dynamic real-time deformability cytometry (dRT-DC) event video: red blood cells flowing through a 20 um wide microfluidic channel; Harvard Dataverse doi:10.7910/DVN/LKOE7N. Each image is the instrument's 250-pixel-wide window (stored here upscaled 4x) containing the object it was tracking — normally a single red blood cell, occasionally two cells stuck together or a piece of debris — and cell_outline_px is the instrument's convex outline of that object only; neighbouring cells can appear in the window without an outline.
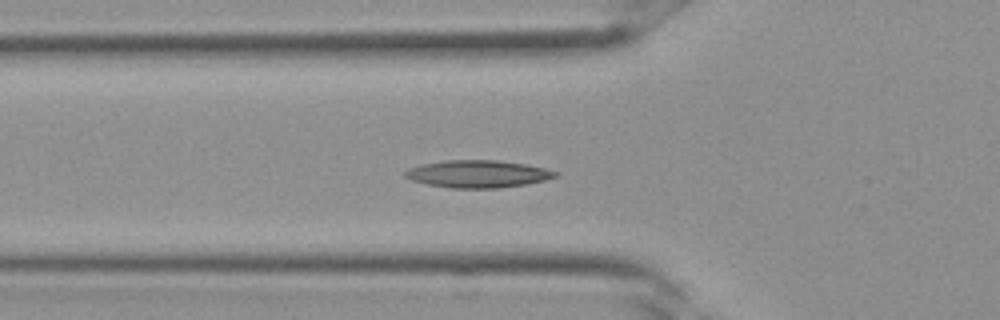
{"species": "Egyptian fruit bat (a non-hibernating species)", "species_latin": "Rousettus aegyptiacus", "temperature_condition": "room temperature", "stored_images_in_passage": 25, "segment_of_instrument_passage": [1, 2], "camera_frame_rate_fps": 3000, "um_per_image_px": 0.085, "frame": {"image": 1, "passage_image": 2, "time_ms": 0.333, "image_size_px": [1000, 320], "cell_outline_px": [[560, 172], [556, 176], [544, 180], [524, 184], [496, 188], [452, 188], [428, 184], [412, 180], [404, 176], [404, 172], [408, 168], [420, 164], [444, 160], [496, 160], [524, 164], [544, 168]], "centroid_in_image_um": [40.57, 14.77], "position_along_channel_um": 85.2, "area_um2": 23.81}}
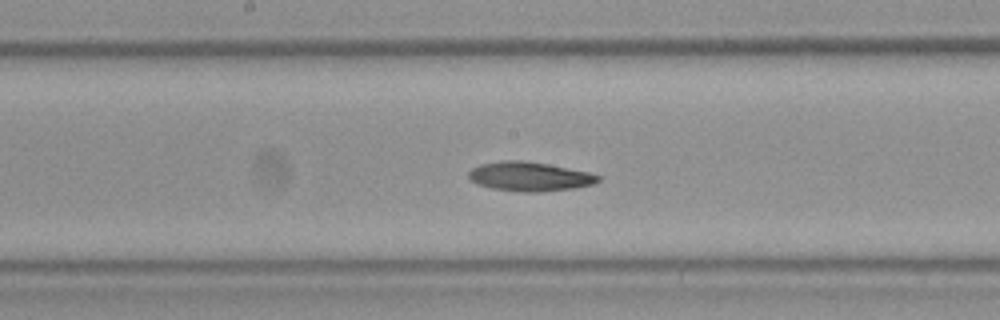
{"frame": {"image": 2, "passage_image": 8, "time_ms": 2.333, "image_size_px": [1000, 320], "cell_outline_px": [[600, 180], [592, 184], [572, 188], [536, 192], [524, 192], [492, 188], [480, 184], [472, 180], [468, 176], [468, 172], [472, 168], [480, 164], [500, 160], [524, 160], [548, 164], [588, 172], [600, 176]], "centroid_in_image_um": [44.99, 14.98], "position_along_channel_um": 203.2, "area_um2": 21.79}}
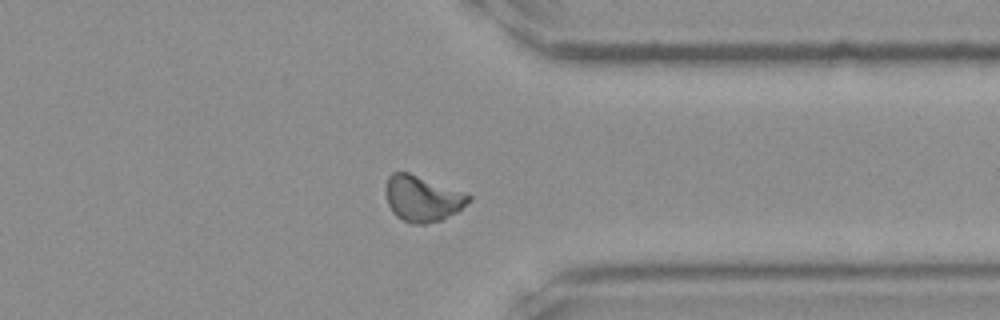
{"frame": {"image": 3, "passage_image": 17, "time_ms": 5.333, "image_size_px": [1000, 320], "cell_outline_px": [[472, 200], [456, 212], [440, 220], [424, 224], [412, 224], [396, 216], [392, 212], [388, 204], [384, 192], [384, 188], [388, 176], [392, 172], [408, 172], [468, 192], [472, 196]], "centroid_in_image_um": [35.91, 16.85], "position_along_channel_um": 375.5, "area_um2": 22.54}}